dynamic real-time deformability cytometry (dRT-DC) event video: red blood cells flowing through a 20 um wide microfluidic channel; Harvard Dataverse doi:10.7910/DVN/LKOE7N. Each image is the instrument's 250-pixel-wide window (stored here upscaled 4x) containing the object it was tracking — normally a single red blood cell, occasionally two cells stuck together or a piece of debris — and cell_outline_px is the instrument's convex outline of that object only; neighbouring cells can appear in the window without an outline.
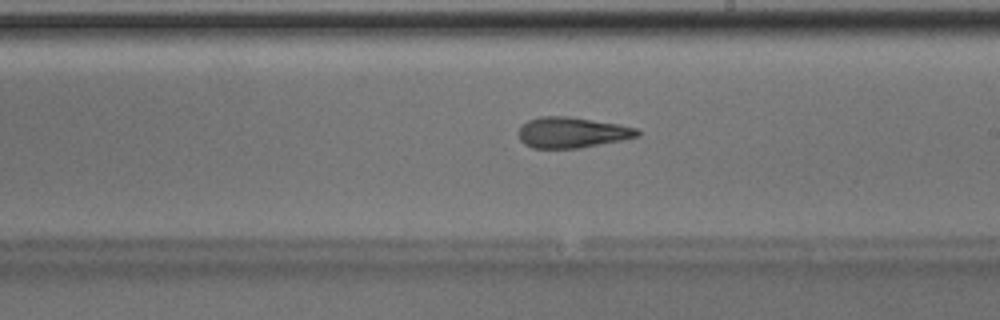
{"species": "Egyptian fruit bat (a non-hibernating species)", "species_latin": "Rousettus aegyptiacus", "temperature_condition": "room temperature", "stored_images_in_passage": 50, "camera_frame_rate_fps": 3000, "um_per_image_px": 0.085, "animal": {"sex": "male"}, "frame": {"image": 1, "passage_image": 29, "time_ms": 9.333, "image_size_px": [1000, 320], "cell_outline_px": [[640, 136], [580, 148], [532, 148], [524, 144], [520, 140], [516, 132], [520, 124], [528, 120], [540, 116], [568, 116], [620, 124], [636, 128], [640, 132]], "centroid_in_image_um": [48.56, 11.25], "position_along_channel_um": 240.4, "area_um2": 21.5}}
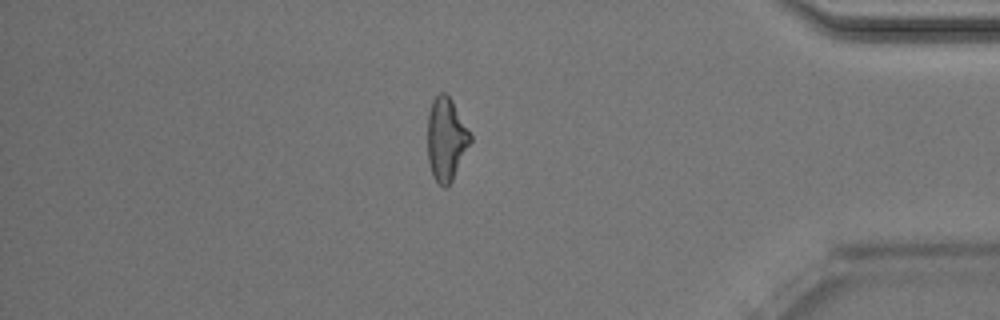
{"frame": {"image": 2, "passage_image": 43, "time_ms": 14.0, "image_size_px": [1000, 320], "cell_outline_px": [[472, 140], [448, 188], [444, 188], [432, 176], [428, 160], [428, 112], [432, 100], [440, 92], [444, 92], [452, 100], [472, 136]], "centroid_in_image_um": [37.92, 11.83], "position_along_channel_um": 397.3, "area_um2": 20.63}, "authors_computed_cell_mechanics": {"area_um2": 21.9929, "velocity_mm_per_s": 4.0354, "shape_relaxation_time_tau1_ms": 8.8626, "shape_relaxation_time_tau2_ms": 2.416, "deformation_change_tau1": 0.2193, "deformation_change_tau2": 0.127}}